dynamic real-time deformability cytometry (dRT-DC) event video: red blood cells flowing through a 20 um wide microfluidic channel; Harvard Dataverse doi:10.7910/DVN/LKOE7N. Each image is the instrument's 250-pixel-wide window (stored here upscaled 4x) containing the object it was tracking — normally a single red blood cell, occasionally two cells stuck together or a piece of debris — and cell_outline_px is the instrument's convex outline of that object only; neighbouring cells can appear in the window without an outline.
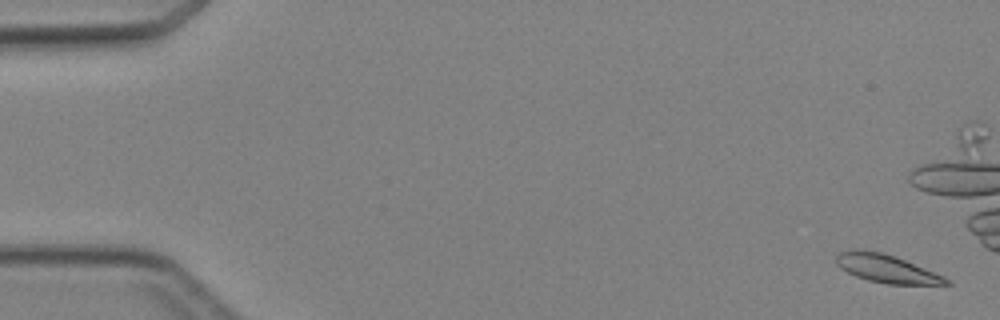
{"species": "Egyptian fruit bat (a non-hibernating species)", "species_latin": "Rousettus aegyptiacus", "temperature_condition": "cold", "stored_images_in_passage": 11, "camera_frame_rate_fps": 3000, "um_per_image_px": 0.085, "animal": {"sex": "female"}, "frame": {"image": 1, "passage_image": 1, "time_ms": 0.0, "image_size_px": [1000, 320], "cell_outline_px": [[952, 284], [888, 284], [868, 280], [856, 276], [840, 268], [836, 264], [836, 256], [840, 252], [860, 248], [880, 252], [904, 260], [944, 276], [952, 280]], "centroid_in_image_um": [75.34, 22.83], "position_along_channel_um": 9.7, "area_um2": 17.8}}
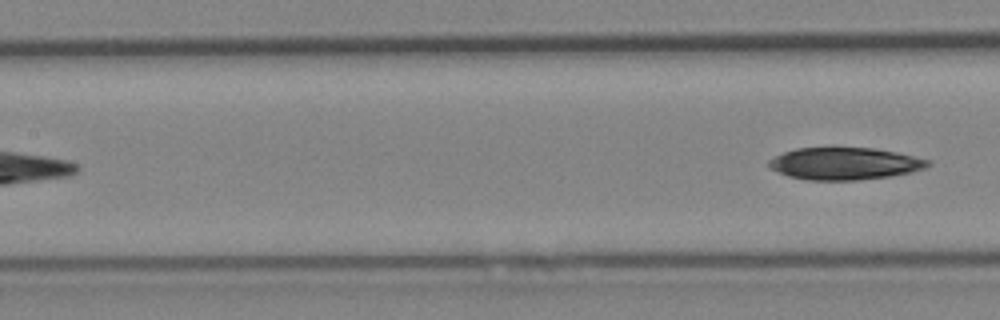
{"frame": {"image": 2, "passage_image": 11, "time_ms": 13.0, "image_size_px": [1000, 320], "cell_outline_px": [[932, 164], [924, 168], [912, 172], [892, 176], [860, 180], [808, 180], [788, 176], [768, 168], [768, 160], [784, 152], [796, 148], [872, 148], [896, 152], [932, 160]], "centroid_in_image_um": [71.81, 13.91], "position_along_channel_um": 135.6, "area_um2": 29.94}}